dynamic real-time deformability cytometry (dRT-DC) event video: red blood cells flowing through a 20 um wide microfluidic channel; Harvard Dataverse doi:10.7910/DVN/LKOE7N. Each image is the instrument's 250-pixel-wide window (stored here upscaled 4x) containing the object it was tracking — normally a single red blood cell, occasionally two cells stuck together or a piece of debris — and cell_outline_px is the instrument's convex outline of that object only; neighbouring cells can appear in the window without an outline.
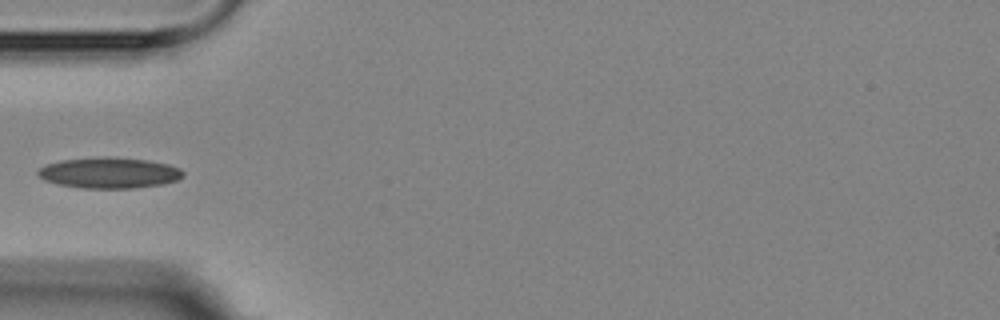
{"species": "Egyptian fruit bat (a non-hibernating species)", "species_latin": "Rousettus aegyptiacus", "temperature_condition": "room temperature", "stored_images_in_passage": 4, "camera_frame_rate_fps": 3000, "um_per_image_px": 0.085, "animal": {"sex": "female"}, "frame": {"image": 1, "passage_image": 4, "time_ms": 4.333, "image_size_px": [1000, 320], "cell_outline_px": [[184, 176], [176, 180], [164, 184], [136, 188], [80, 188], [60, 184], [44, 180], [36, 172], [40, 168], [48, 164], [60, 160], [100, 156], [108, 156], [148, 160], [168, 164], [180, 168], [184, 172]], "centroid_in_image_um": [9.31, 14.68], "position_along_channel_um": 75.7, "area_um2": 26.24}}